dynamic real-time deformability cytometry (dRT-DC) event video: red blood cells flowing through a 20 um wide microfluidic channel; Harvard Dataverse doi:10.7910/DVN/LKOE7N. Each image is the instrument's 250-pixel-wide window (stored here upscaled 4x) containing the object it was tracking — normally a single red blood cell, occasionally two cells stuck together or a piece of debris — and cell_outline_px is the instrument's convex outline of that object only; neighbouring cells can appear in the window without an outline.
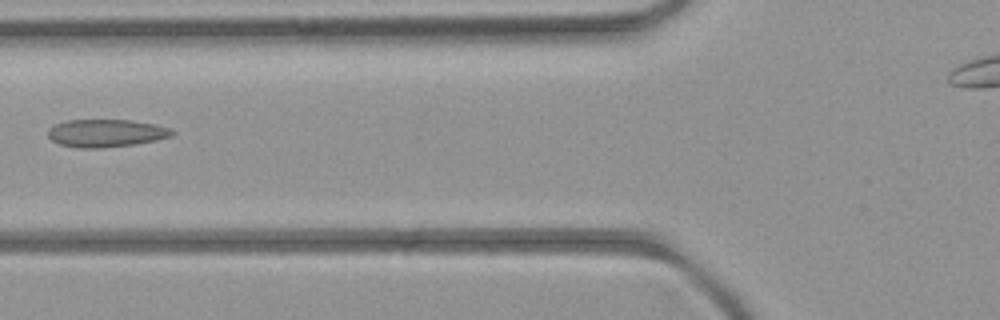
{"species": "common noctule bat (a hibernating species)", "species_latin": "Nyctalus noctula", "temperature_condition": "room temperature", "stored_images_in_passage": 4, "camera_frame_rate_fps": 3000, "um_per_image_px": 0.085, "animal": {"sex": "female", "body_mass_g": 21.9}, "frame": {"image": 1, "passage_image": 3, "time_ms": 2.333, "image_size_px": [1000, 320], "cell_outline_px": [[176, 132], [172, 136], [156, 140], [136, 144], [100, 148], [80, 148], [60, 144], [52, 140], [48, 136], [48, 132], [56, 124], [68, 120], [132, 120], [156, 124], [168, 128]], "centroid_in_image_um": [9.06, 11.32], "position_along_channel_um": 116.7, "area_um2": 19.94}}